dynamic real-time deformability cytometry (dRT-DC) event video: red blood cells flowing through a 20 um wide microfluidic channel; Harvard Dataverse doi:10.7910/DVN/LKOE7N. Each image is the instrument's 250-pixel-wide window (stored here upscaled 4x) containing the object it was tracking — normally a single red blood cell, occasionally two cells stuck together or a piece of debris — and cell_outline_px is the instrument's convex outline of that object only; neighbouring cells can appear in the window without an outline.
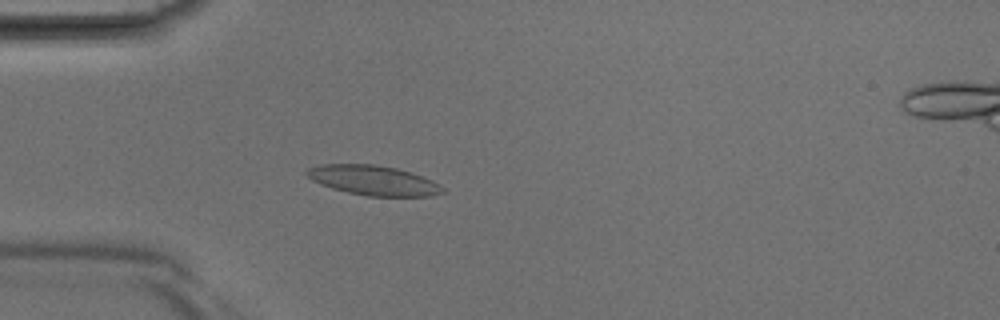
{"species": "Egyptian fruit bat (a non-hibernating species)", "species_latin": "Rousettus aegyptiacus", "temperature_condition": "room temperature", "stored_images_in_passage": 41, "camera_frame_rate_fps": 3000, "um_per_image_px": 0.085, "animal": {"sex": "male"}, "frame": {"image": 1, "passage_image": 12, "time_ms": 3.667, "image_size_px": [1000, 320], "cell_outline_px": [[444, 192], [428, 196], [368, 196], [348, 192], [332, 188], [320, 184], [312, 180], [304, 172], [308, 168], [320, 164], [376, 164], [396, 168], [412, 172], [432, 180], [440, 184], [444, 188]], "centroid_in_image_um": [31.73, 15.32], "position_along_channel_um": 53.3, "area_um2": 23.58}}
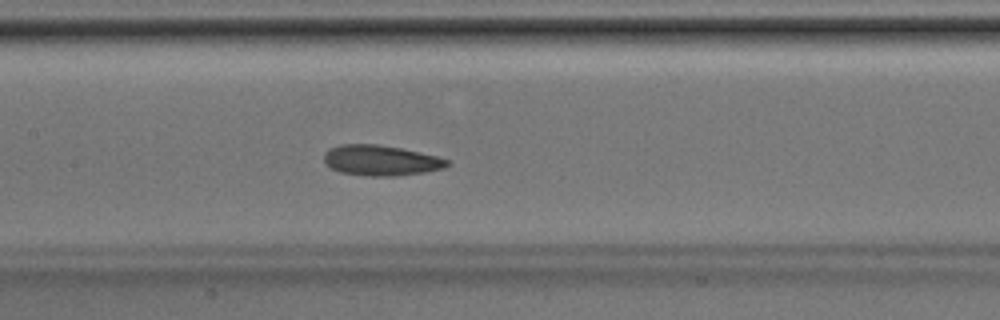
{"frame": {"image": 2, "passage_image": 20, "time_ms": 6.333, "image_size_px": [1000, 320], "cell_outline_px": [[448, 164], [444, 168], [424, 172], [396, 176], [364, 176], [340, 172], [324, 164], [324, 152], [328, 148], [340, 144], [380, 144], [400, 148], [436, 156], [448, 160]], "centroid_in_image_um": [32.3, 13.63], "position_along_channel_um": 175.1, "area_um2": 21.91}}
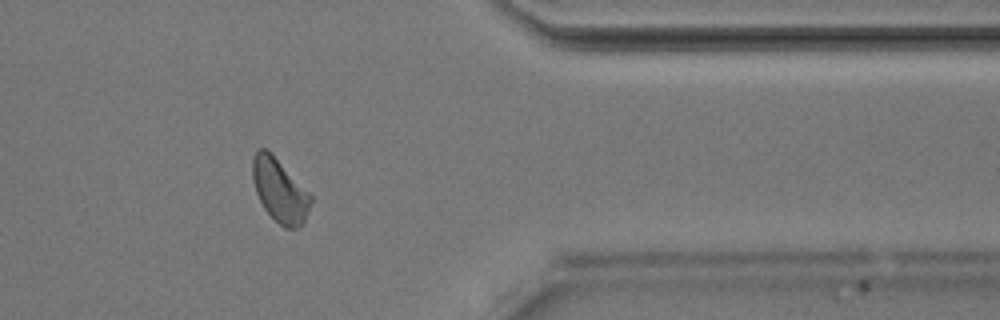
{"frame": {"image": 3, "passage_image": 34, "time_ms": 11.0, "image_size_px": [1000, 320], "cell_outline_px": [[312, 204], [304, 224], [296, 228], [284, 228], [264, 208], [256, 192], [252, 180], [252, 156], [256, 148], [264, 148], [272, 152], [312, 196]], "centroid_in_image_um": [23.77, 16.16], "position_along_channel_um": 387.6, "area_um2": 21.73}}